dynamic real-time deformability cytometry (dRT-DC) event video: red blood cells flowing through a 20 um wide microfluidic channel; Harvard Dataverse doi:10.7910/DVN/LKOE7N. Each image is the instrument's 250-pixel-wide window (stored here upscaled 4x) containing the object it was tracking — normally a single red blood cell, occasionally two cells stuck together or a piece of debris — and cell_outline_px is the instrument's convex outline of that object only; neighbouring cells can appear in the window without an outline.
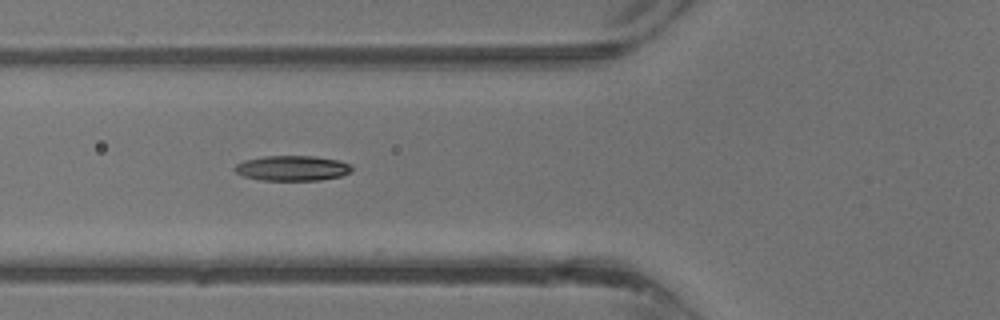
{"species": "common noctule bat (a hibernating species)", "species_latin": "Nyctalus noctula", "temperature_condition": "warm", "stored_images_in_passage": 9, "camera_frame_rate_fps": 3000, "um_per_image_px": 0.085, "animal": {"sex": "male", "body_mass_g": 13.3}, "frame": {"image": 1, "passage_image": 6, "time_ms": 1.667, "image_size_px": [1000, 320], "cell_outline_px": [[352, 168], [348, 172], [340, 176], [320, 180], [264, 180], [244, 176], [236, 172], [232, 168], [236, 164], [244, 160], [264, 156], [312, 156], [336, 160], [348, 164]], "centroid_in_image_um": [24.78, 14.29], "position_along_channel_um": 101.0, "area_um2": 16.88}}
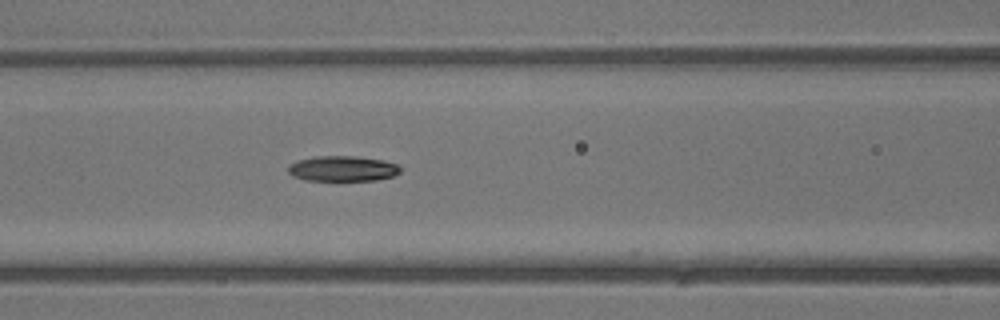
{"frame": {"image": 2, "passage_image": 8, "time_ms": 2.333, "image_size_px": [1000, 320], "cell_outline_px": [[400, 172], [392, 176], [376, 180], [304, 180], [292, 176], [288, 172], [288, 168], [296, 160], [316, 156], [356, 156], [384, 160], [396, 164], [400, 168]], "centroid_in_image_um": [29.1, 14.32], "position_along_channel_um": 137.5, "area_um2": 16.53}}